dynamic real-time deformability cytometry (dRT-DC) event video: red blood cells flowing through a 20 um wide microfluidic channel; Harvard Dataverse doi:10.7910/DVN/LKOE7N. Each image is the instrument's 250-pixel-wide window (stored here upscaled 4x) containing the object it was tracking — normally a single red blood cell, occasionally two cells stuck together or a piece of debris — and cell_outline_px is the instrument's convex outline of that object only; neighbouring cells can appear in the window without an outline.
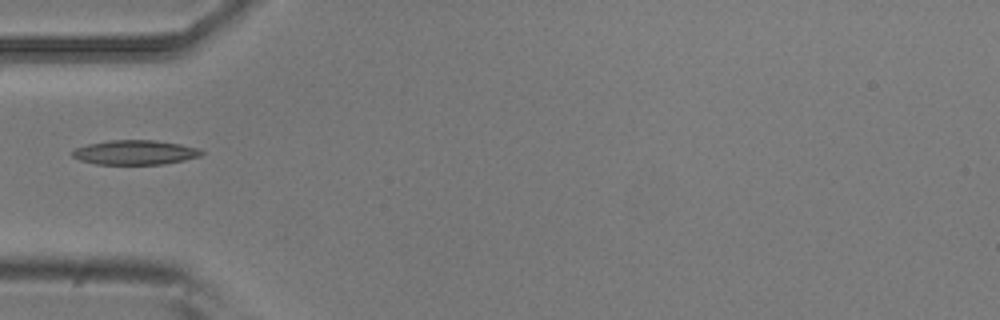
{"species": "common noctule bat (a hibernating species)", "species_latin": "Nyctalus noctula", "temperature_condition": "room temperature", "stored_images_in_passage": 3, "camera_frame_rate_fps": 3000, "um_per_image_px": 0.085, "animal": {"sex": "male", "body_mass_g": 20.5, "forearm_length_mm": 52.5}, "frame": {"image": 1, "passage_image": 1, "time_ms": 0.0, "image_size_px": [1000, 320], "cell_outline_px": [[204, 152], [200, 156], [184, 160], [164, 164], [96, 164], [80, 160], [72, 156], [68, 152], [76, 148], [88, 144], [112, 140], [156, 140], [180, 144], [196, 148]], "centroid_in_image_um": [11.44, 12.95], "position_along_channel_um": 73.6, "area_um2": 18.38}}
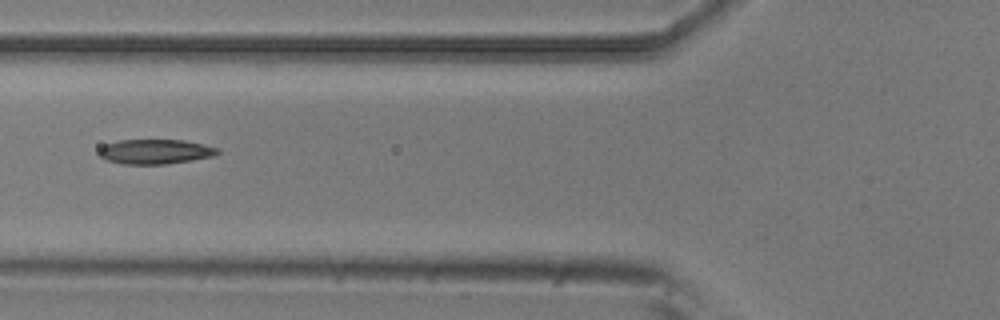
{"frame": {"image": 2, "passage_image": 2, "time_ms": 0.333, "image_size_px": [1000, 320], "cell_outline_px": [[220, 152], [212, 156], [192, 160], [164, 164], [124, 164], [108, 160], [100, 156], [96, 152], [104, 144], [120, 140], [184, 140], [204, 144], [220, 148]], "centroid_in_image_um": [13.2, 12.88], "position_along_channel_um": 112.6, "area_um2": 17.11}}
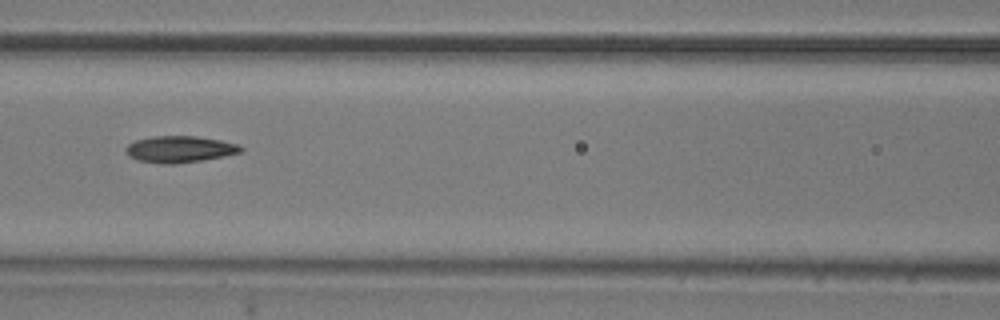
{"frame": {"image": 3, "passage_image": 3, "time_ms": 0.667, "image_size_px": [1000, 320], "cell_outline_px": [[244, 148], [240, 152], [224, 156], [176, 164], [160, 164], [136, 160], [128, 156], [124, 152], [124, 148], [128, 144], [136, 140], [152, 136], [196, 136], [220, 140], [236, 144]], "centroid_in_image_um": [15.2, 12.69], "position_along_channel_um": 151.4, "area_um2": 17.86}}